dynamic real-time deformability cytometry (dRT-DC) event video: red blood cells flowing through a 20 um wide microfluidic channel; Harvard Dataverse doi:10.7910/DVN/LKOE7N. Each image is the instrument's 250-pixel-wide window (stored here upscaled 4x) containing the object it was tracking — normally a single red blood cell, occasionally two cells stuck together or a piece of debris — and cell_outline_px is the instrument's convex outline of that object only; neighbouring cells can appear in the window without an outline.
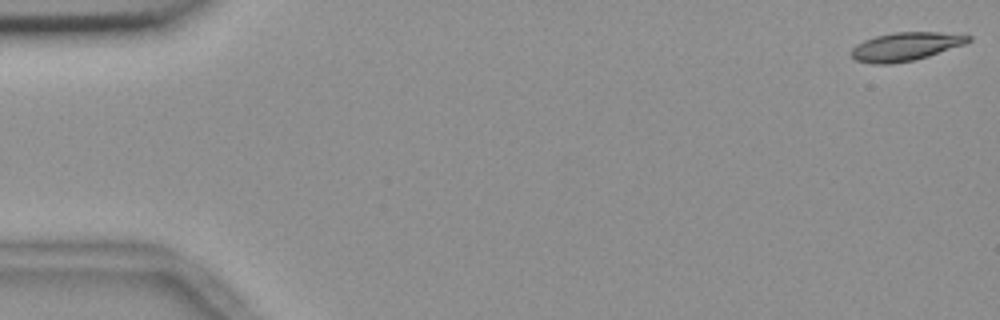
{"species": "common noctule bat (a hibernating species)", "species_latin": "Nyctalus noctula", "temperature_condition": "room temperature", "stored_images_in_passage": 52, "camera_frame_rate_fps": 3000, "um_per_image_px": 0.085, "animal": {"sex": "female", "body_mass_g": 18.4}, "frame": {"image": 1, "passage_image": 1, "time_ms": 0.0, "image_size_px": [1000, 320], "cell_outline_px": [[972, 40], [964, 44], [916, 60], [892, 64], [872, 64], [856, 60], [852, 56], [852, 48], [856, 44], [864, 40], [876, 36], [896, 32], [940, 32], [972, 36]], "centroid_in_image_um": [76.97, 3.96], "position_along_channel_um": 8.0, "area_um2": 19.31}}
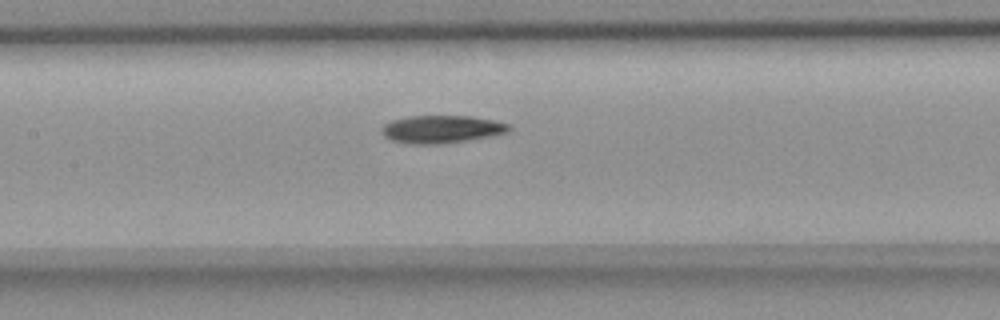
{"frame": {"image": 2, "passage_image": 26, "time_ms": 8.333, "image_size_px": [1000, 320], "cell_outline_px": [[512, 128], [508, 132], [492, 136], [436, 144], [404, 144], [392, 140], [384, 136], [380, 132], [380, 128], [384, 124], [392, 120], [408, 116], [472, 116], [512, 124]], "centroid_in_image_um": [37.51, 10.98], "position_along_channel_um": 169.9, "area_um2": 20.69}}
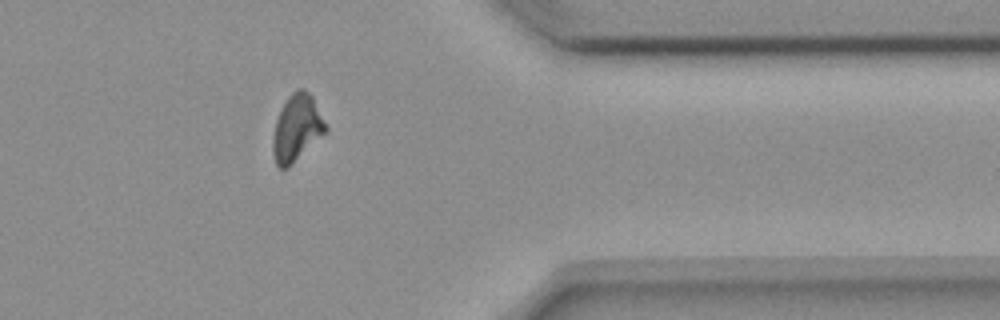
{"frame": {"image": 3, "passage_image": 45, "time_ms": 14.667, "image_size_px": [1000, 320], "cell_outline_px": [[328, 128], [288, 168], [280, 168], [276, 164], [272, 152], [272, 136], [276, 120], [288, 96], [296, 88], [304, 88], [312, 96]], "centroid_in_image_um": [25.19, 10.87], "position_along_channel_um": 386.2, "area_um2": 20.11}, "authors_computed_cell_mechanics": {"area_um2": 20.0566, "velocity_mm_per_s": 3.66, "shape_relaxation_time_tau1_ms": 5.951, "shape_relaxation_time_tau2_ms": 9.7781, "deformation_change_tau1": 0.1776, "deformation_change_tau2": 0.1665}}